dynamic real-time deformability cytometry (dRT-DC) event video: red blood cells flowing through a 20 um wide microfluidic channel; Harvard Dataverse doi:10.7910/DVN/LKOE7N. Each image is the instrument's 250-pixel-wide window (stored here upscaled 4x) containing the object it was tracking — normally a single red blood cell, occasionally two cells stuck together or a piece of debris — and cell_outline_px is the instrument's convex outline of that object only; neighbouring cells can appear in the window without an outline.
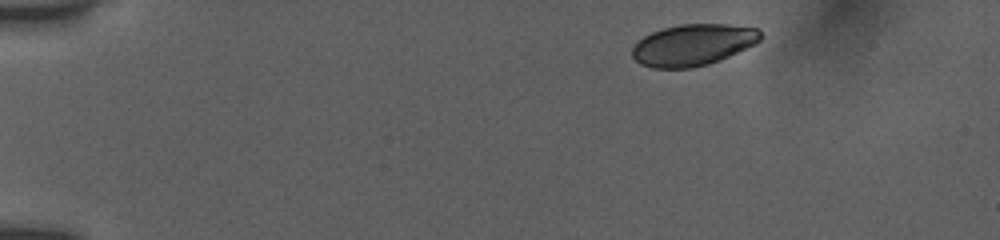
{"species": "human", "species_latin": "Homo sapiens", "temperature_condition": "room temperature", "stored_images_in_passage": 46, "camera_frame_rate_fps": 3000, "um_per_image_px": 0.085, "donor": {"sex": "female"}, "frame": {"image": 1, "passage_image": 1, "time_ms": 0.0, "image_size_px": [1000, 240], "cell_outline_px": [[760, 40], [756, 44], [728, 56], [708, 64], [692, 68], [652, 68], [640, 64], [632, 56], [632, 48], [644, 36], [652, 32], [664, 28], [680, 24], [728, 24], [756, 28], [760, 32]], "centroid_in_image_um": [58.89, 3.82], "position_along_channel_um": 26.1, "area_um2": 30.81}}
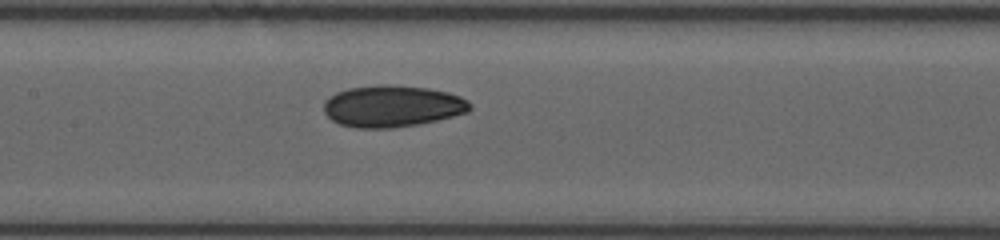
{"frame": {"image": 2, "passage_image": 20, "time_ms": 6.333, "image_size_px": [1000, 240], "cell_outline_px": [[472, 108], [468, 112], [420, 124], [392, 128], [356, 128], [340, 124], [332, 120], [324, 112], [324, 100], [328, 96], [336, 92], [348, 88], [380, 84], [388, 84], [428, 88], [448, 92], [460, 96], [468, 100], [472, 104]], "centroid_in_image_um": [33.34, 9.02], "position_along_channel_um": 174.1, "area_um2": 35.78}}
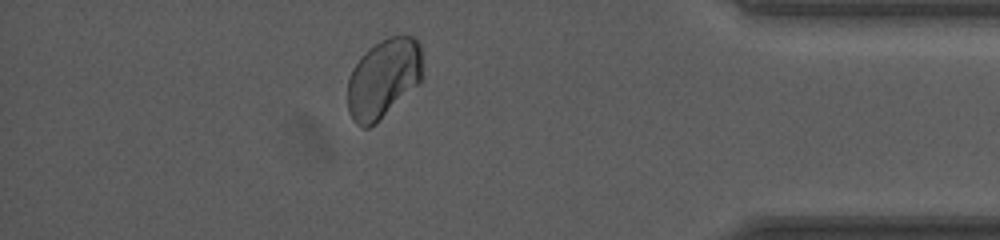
{"frame": {"image": 3, "passage_image": 40, "time_ms": 13.0, "image_size_px": [1000, 240], "cell_outline_px": [[420, 80], [376, 124], [368, 128], [364, 128], [356, 124], [348, 112], [348, 80], [352, 68], [360, 56], [368, 48], [380, 40], [388, 36], [412, 36], [420, 44]], "centroid_in_image_um": [32.53, 6.66], "position_along_channel_um": 402.7, "area_um2": 34.22}, "authors_computed_cell_mechanics": {"area_um2": 34.5355, "velocity_mm_per_s": 3.8762, "shape_relaxation_time_tau1_ms": 3.3791, "shape_relaxation_time_tau2_ms": 4.7361, "deformation_change_tau1": 0.0553, "deformation_change_tau2": 0.0545}}